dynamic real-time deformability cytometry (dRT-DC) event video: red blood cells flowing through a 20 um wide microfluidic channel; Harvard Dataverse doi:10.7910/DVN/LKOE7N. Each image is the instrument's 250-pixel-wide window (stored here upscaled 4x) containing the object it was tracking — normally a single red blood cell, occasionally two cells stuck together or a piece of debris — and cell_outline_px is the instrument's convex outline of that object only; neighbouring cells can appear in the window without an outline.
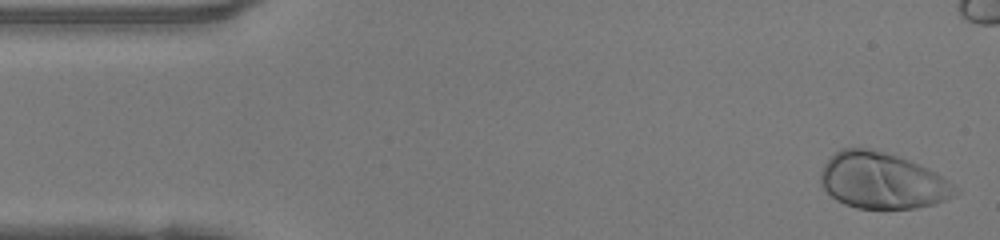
{"species": "human", "species_latin": "Homo sapiens", "temperature_condition": "warm", "stored_images_in_passage": 48, "camera_frame_rate_fps": 3000, "um_per_image_px": 0.085, "donor": {"sex": "female"}, "frame": {"image": 1, "passage_image": 1, "time_ms": 0.0, "image_size_px": [1000, 240], "cell_outline_px": [[960, 192], [936, 204], [916, 208], [856, 208], [844, 204], [836, 200], [820, 184], [820, 172], [824, 164], [840, 148], [868, 148], [884, 152], [908, 160], [928, 168], [936, 172], [960, 188]], "centroid_in_image_um": [75.0, 15.37], "position_along_channel_um": 10.0, "area_um2": 44.04}}
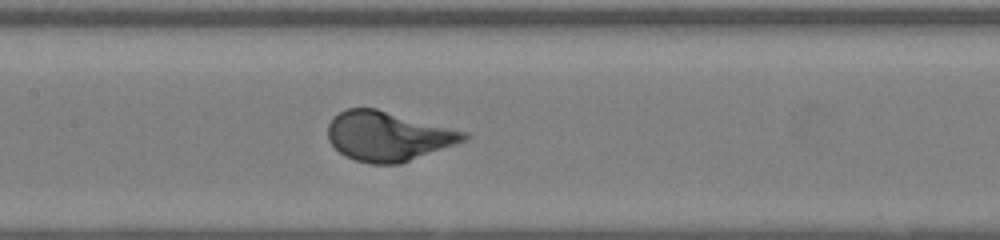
{"frame": {"image": 2, "passage_image": 21, "time_ms": 6.667, "image_size_px": [1000, 240], "cell_outline_px": [[472, 136], [468, 140], [400, 164], [372, 164], [356, 160], [344, 156], [328, 140], [328, 124], [332, 116], [348, 108], [376, 108], [468, 132]], "centroid_in_image_um": [33.01, 11.57], "position_along_channel_um": 174.4, "area_um2": 39.48}}
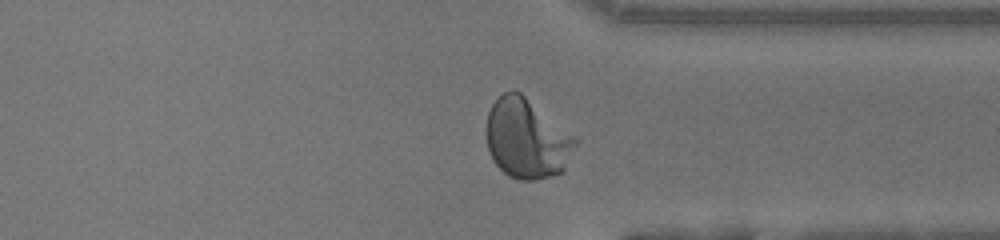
{"frame": {"image": 3, "passage_image": 35, "time_ms": 11.333, "image_size_px": [1000, 240], "cell_outline_px": [[580, 140], [564, 168], [560, 172], [552, 176], [532, 180], [520, 180], [508, 176], [492, 160], [488, 152], [484, 132], [484, 128], [488, 112], [492, 104], [504, 92], [512, 88], [520, 92], [576, 136]], "centroid_in_image_um": [44.75, 11.77], "position_along_channel_um": 366.6, "area_um2": 41.96}, "authors_computed_cell_mechanics": {"area_um2": 39.7664, "velocity_mm_per_s": 4.1672, "shape_relaxation_time_tau1_ms": 2.3349, "shape_relaxation_time_tau2_ms": null, "deformation_change_tau1": 0.1917, "deformation_change_tau2": null}}